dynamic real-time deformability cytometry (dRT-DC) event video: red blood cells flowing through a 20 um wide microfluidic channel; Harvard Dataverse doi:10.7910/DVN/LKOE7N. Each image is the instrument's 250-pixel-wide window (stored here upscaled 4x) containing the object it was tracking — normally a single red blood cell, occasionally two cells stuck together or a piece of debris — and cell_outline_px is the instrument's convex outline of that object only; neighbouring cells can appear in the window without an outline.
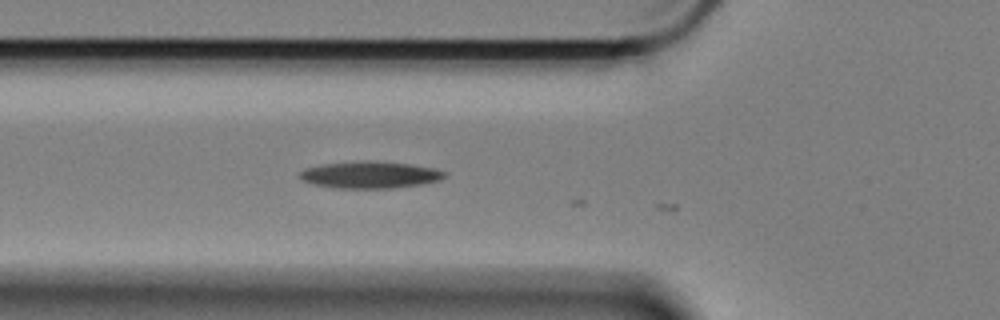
{"species": "Egyptian fruit bat (a non-hibernating species)", "species_latin": "Rousettus aegyptiacus", "temperature_condition": "cold", "stored_images_in_passage": 8, "camera_frame_rate_fps": 3000, "um_per_image_px": 0.085, "animal": {"sex": "female"}, "frame": {"image": 1, "passage_image": 7, "time_ms": 2.0, "image_size_px": [1000, 320], "cell_outline_px": [[444, 176], [440, 180], [420, 184], [392, 188], [332, 188], [312, 184], [300, 180], [296, 176], [304, 168], [320, 164], [368, 160], [408, 164], [432, 168], [444, 172]], "centroid_in_image_um": [31.32, 14.86], "position_along_channel_um": 94.5, "area_um2": 22.72}}